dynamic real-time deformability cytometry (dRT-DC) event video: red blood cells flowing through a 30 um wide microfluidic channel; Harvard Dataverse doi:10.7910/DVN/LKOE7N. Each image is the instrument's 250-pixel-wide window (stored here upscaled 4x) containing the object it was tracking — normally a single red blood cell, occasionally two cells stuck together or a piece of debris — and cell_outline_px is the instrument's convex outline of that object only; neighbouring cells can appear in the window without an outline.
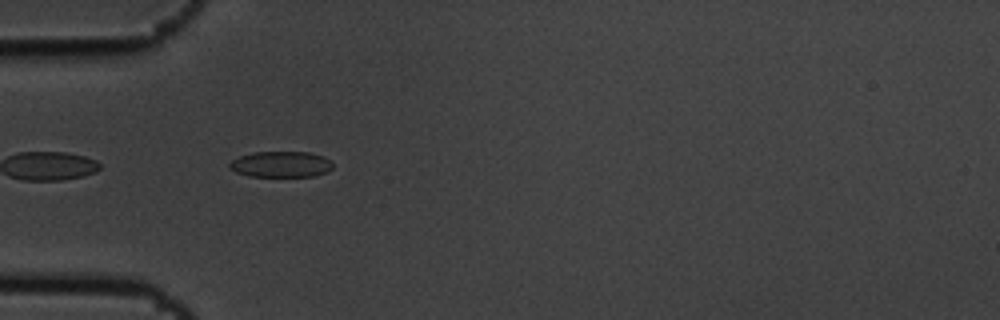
{"species": "common noctule bat (a hibernating species)", "species_latin": "Nyctalus noctula", "temperature_condition": "cold", "stored_images_in_passage": 2, "camera_frame_rate_fps": 3000, "um_per_image_px": 0.085, "animal": {"sex": "male", "body_mass_g": 19.5, "forearm_length_mm": 54.6}, "frame": {"image": 1, "passage_image": 1, "time_ms": 0.0, "image_size_px": [1000, 320], "cell_outline_px": [[332, 168], [316, 176], [248, 176], [236, 172], [228, 168], [228, 164], [232, 160], [240, 156], [252, 152], [308, 152], [324, 156], [332, 160]], "centroid_in_image_um": [23.87, 13.96], "position_along_channel_um": 61.1, "area_um2": 15.66}}